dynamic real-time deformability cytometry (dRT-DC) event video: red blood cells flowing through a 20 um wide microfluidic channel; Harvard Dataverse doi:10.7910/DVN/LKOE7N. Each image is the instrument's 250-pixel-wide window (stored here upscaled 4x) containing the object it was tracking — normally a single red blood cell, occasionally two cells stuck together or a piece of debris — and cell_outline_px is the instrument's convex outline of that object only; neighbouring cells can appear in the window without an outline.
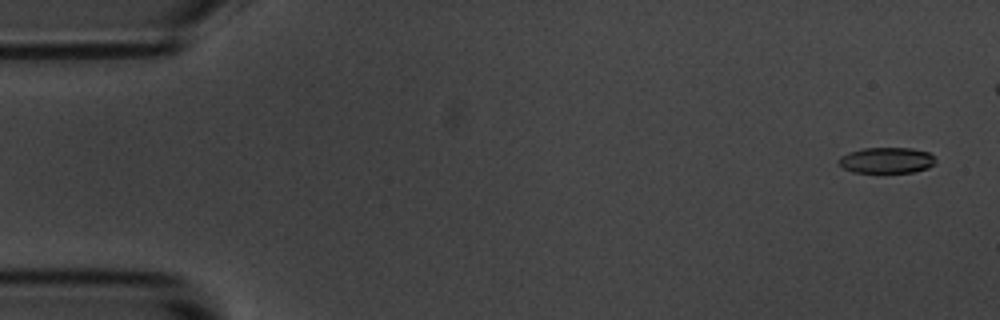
{"species": "common noctule bat (a hibernating species)", "species_latin": "Nyctalus noctula", "temperature_condition": "room temperature", "stored_images_in_passage": 50, "camera_frame_rate_fps": 3000, "um_per_image_px": 0.085, "animal": {"sex": "male", "body_mass_g": 20.1, "forearm_length_mm": 53.5}, "frame": {"image": 1, "passage_image": 3, "time_ms": 0.667, "image_size_px": [1000, 320], "cell_outline_px": [[936, 164], [928, 168], [912, 172], [852, 172], [844, 168], [840, 164], [840, 156], [848, 152], [864, 148], [912, 148], [928, 152], [936, 160]], "centroid_in_image_um": [75.39, 13.62], "position_along_channel_um": 9.6, "area_um2": 14.51}}
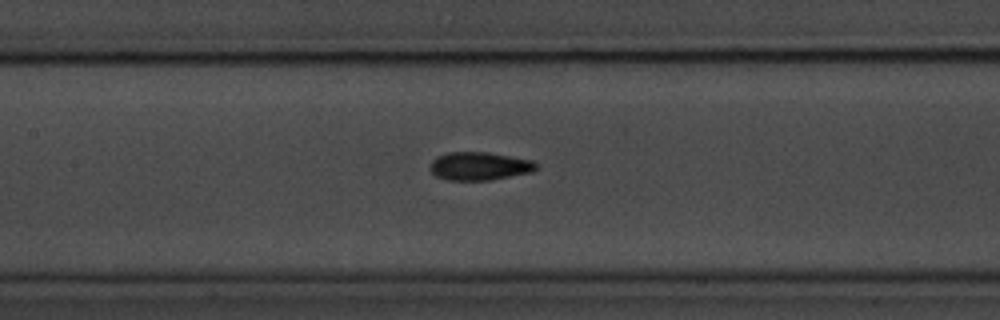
{"frame": {"image": 2, "passage_image": 26, "time_ms": 8.333, "image_size_px": [1000, 320], "cell_outline_px": [[536, 168], [532, 172], [492, 180], [448, 180], [436, 176], [428, 168], [432, 160], [436, 156], [448, 152], [488, 152], [532, 160], [536, 164]], "centroid_in_image_um": [40.71, 14.12], "position_along_channel_um": 166.7, "area_um2": 17.51}}
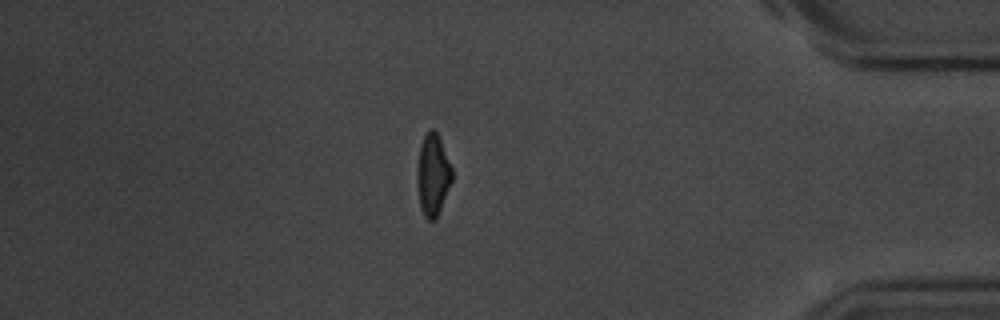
{"frame": {"image": 3, "passage_image": 48, "time_ms": 15.667, "image_size_px": [1000, 320], "cell_outline_px": [[452, 180], [436, 220], [428, 220], [424, 216], [420, 204], [416, 176], [420, 144], [424, 136], [432, 128], [436, 132], [440, 140], [452, 168]], "centroid_in_image_um": [36.78, 14.89], "position_along_channel_um": 398.4, "area_um2": 16.36}, "authors_computed_cell_mechanics": {"area_um2": 16.9643, "velocity_mm_per_s": 3.6587, "shape_relaxation_time_tau1_ms": 2.7807, "shape_relaxation_time_tau2_ms": 2.118, "deformation_change_tau1": 0.1278, "deformation_change_tau2": 0.0745}}